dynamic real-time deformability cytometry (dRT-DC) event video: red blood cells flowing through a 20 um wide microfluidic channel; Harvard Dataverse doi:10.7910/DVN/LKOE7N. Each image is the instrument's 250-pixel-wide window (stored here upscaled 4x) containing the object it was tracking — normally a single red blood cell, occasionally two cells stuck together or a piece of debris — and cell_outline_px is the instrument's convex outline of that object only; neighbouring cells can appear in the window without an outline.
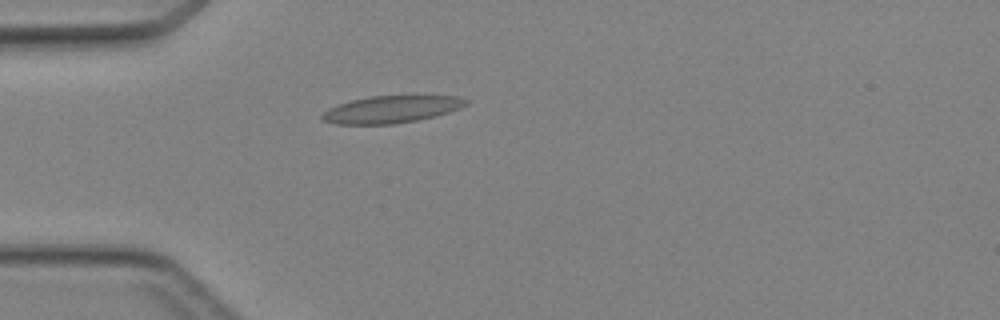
{"species": "Egyptian fruit bat (a non-hibernating species)", "species_latin": "Rousettus aegyptiacus", "temperature_condition": "cold", "stored_images_in_passage": 3, "camera_frame_rate_fps": 3000, "um_per_image_px": 0.085, "animal": {"sex": "female"}, "frame": {"image": 1, "passage_image": 3, "time_ms": 2.333, "image_size_px": [1000, 320], "cell_outline_px": [[468, 104], [460, 108], [448, 112], [416, 120], [392, 124], [336, 124], [324, 120], [320, 116], [328, 108], [352, 100], [368, 96], [460, 96], [468, 100]], "centroid_in_image_um": [33.27, 9.29], "position_along_channel_um": 51.7, "area_um2": 22.48}}